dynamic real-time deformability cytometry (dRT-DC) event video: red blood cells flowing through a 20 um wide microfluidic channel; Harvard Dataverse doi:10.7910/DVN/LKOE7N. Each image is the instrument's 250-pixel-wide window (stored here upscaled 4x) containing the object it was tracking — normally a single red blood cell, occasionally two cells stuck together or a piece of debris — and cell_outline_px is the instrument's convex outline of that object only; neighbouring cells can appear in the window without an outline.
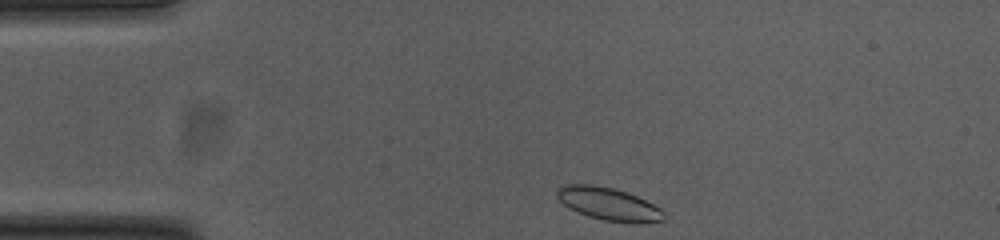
{"species": "common noctule bat (a hibernating species)", "species_latin": "Nyctalus noctula", "temperature_condition": "cold", "stored_images_in_passage": 36, "camera_frame_rate_fps": 3000, "um_per_image_px": 0.085, "animal": {"sex": "female", "body_mass_g": 23.0, "forearm_length_mm": 53.4}, "frame": {"image": 1, "passage_image": 1, "time_ms": 0.0, "image_size_px": [1000, 240], "cell_outline_px": [[664, 220], [636, 224], [604, 220], [588, 216], [568, 208], [556, 196], [556, 192], [560, 188], [568, 184], [592, 184], [612, 188], [636, 196], [660, 208], [664, 212]], "centroid_in_image_um": [51.73, 17.35], "position_along_channel_um": 33.3, "area_um2": 20.17}}
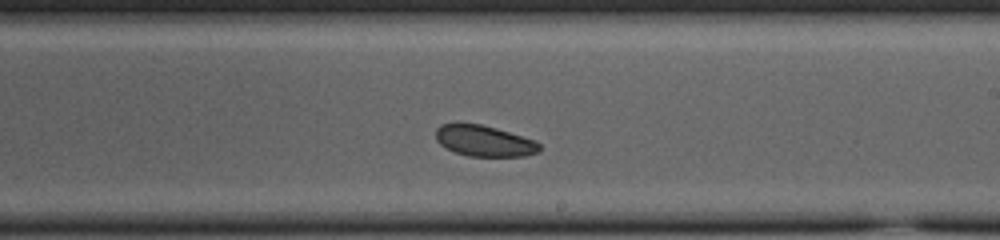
{"frame": {"image": 2, "passage_image": 22, "time_ms": 7.0, "image_size_px": [1000, 240], "cell_outline_px": [[540, 152], [524, 156], [468, 156], [456, 152], [440, 144], [436, 140], [436, 128], [440, 124], [480, 124], [496, 128], [536, 140], [540, 144]], "centroid_in_image_um": [41.19, 11.98], "position_along_channel_um": 247.8, "area_um2": 18.61}}
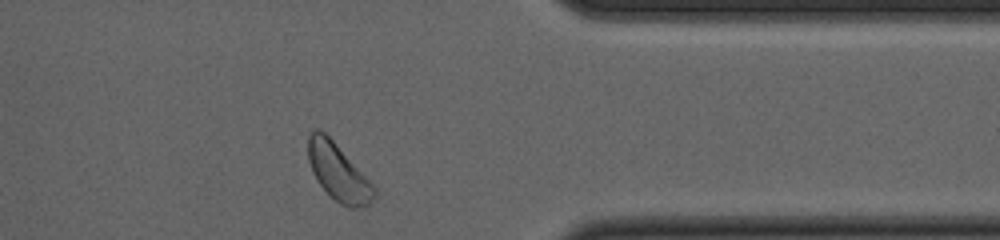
{"frame": {"image": 3, "passage_image": 34, "time_ms": 11.0, "image_size_px": [1000, 240], "cell_outline_px": [[376, 196], [364, 208], [348, 208], [340, 204], [316, 180], [312, 172], [308, 160], [308, 136], [312, 128], [316, 128], [324, 132], [332, 140], [376, 188]], "centroid_in_image_um": [28.74, 14.65], "position_along_channel_um": 382.7, "area_um2": 21.62}, "authors_computed_cell_mechanics": {"area_um2": 20.0277, "velocity_mm_per_s": 3.7039, "shape_relaxation_time_tau1_ms": 9.7666, "shape_relaxation_time_tau2_ms": null, "deformation_change_tau1": 0.0639, "deformation_change_tau2": null}}